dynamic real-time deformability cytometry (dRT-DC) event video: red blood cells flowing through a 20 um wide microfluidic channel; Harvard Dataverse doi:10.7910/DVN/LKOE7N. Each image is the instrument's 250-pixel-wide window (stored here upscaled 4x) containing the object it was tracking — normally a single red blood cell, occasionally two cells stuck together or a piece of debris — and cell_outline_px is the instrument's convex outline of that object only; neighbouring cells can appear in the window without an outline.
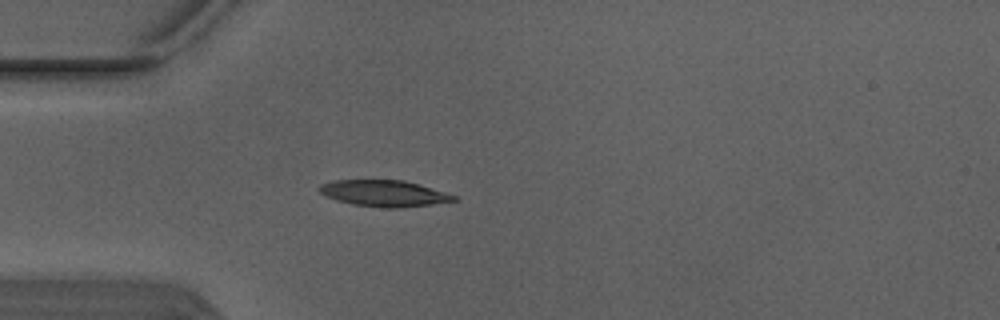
{"species": "Egyptian fruit bat (a non-hibernating species)", "species_latin": "Rousettus aegyptiacus", "temperature_condition": "warm", "stored_images_in_passage": 4, "camera_frame_rate_fps": 3000, "um_per_image_px": 0.085, "animal": {"sex": "male"}, "frame": {"image": 1, "passage_image": 4, "time_ms": 1.0, "image_size_px": [1000, 320], "cell_outline_px": [[460, 200], [432, 204], [396, 208], [384, 208], [352, 204], [336, 200], [324, 196], [316, 188], [320, 184], [332, 180], [404, 180], [420, 184], [456, 196]], "centroid_in_image_um": [32.61, 16.43], "position_along_channel_um": 52.4, "area_um2": 20.75}}